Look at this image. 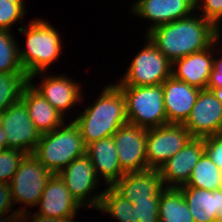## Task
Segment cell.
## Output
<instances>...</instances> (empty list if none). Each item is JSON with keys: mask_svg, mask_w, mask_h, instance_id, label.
<instances>
[{"mask_svg": "<svg viewBox=\"0 0 222 222\" xmlns=\"http://www.w3.org/2000/svg\"><path fill=\"white\" fill-rule=\"evenodd\" d=\"M142 47L117 86H150L162 84L172 76V62L166 58L154 44L146 38Z\"/></svg>", "mask_w": 222, "mask_h": 222, "instance_id": "6", "label": "cell"}, {"mask_svg": "<svg viewBox=\"0 0 222 222\" xmlns=\"http://www.w3.org/2000/svg\"><path fill=\"white\" fill-rule=\"evenodd\" d=\"M14 212H11L10 215L3 214L0 215V222H27L26 220L31 217L28 214L31 213L30 210L28 212L27 208L23 205V207L18 208L17 210H13Z\"/></svg>", "mask_w": 222, "mask_h": 222, "instance_id": "35", "label": "cell"}, {"mask_svg": "<svg viewBox=\"0 0 222 222\" xmlns=\"http://www.w3.org/2000/svg\"><path fill=\"white\" fill-rule=\"evenodd\" d=\"M44 73L45 72H38L32 74L29 77V82L61 114L65 116L68 109L70 110V108L76 106V103L80 104L78 102L82 103L81 99H83V95L81 94V89L83 88H81L78 82L73 81L72 78L66 77L64 74L56 76H48L47 74V77H43L42 75ZM36 76L43 78V80H41L42 83L38 82L39 86L32 81Z\"/></svg>", "mask_w": 222, "mask_h": 222, "instance_id": "13", "label": "cell"}, {"mask_svg": "<svg viewBox=\"0 0 222 222\" xmlns=\"http://www.w3.org/2000/svg\"><path fill=\"white\" fill-rule=\"evenodd\" d=\"M7 135L4 134L3 127L0 124V147L2 149H7Z\"/></svg>", "mask_w": 222, "mask_h": 222, "instance_id": "37", "label": "cell"}, {"mask_svg": "<svg viewBox=\"0 0 222 222\" xmlns=\"http://www.w3.org/2000/svg\"><path fill=\"white\" fill-rule=\"evenodd\" d=\"M116 151L112 136L86 146V155L90 158L98 178L103 177V182L107 186H113L125 174L120 167Z\"/></svg>", "mask_w": 222, "mask_h": 222, "instance_id": "20", "label": "cell"}, {"mask_svg": "<svg viewBox=\"0 0 222 222\" xmlns=\"http://www.w3.org/2000/svg\"><path fill=\"white\" fill-rule=\"evenodd\" d=\"M51 176L33 154H27L9 183L13 204L36 207Z\"/></svg>", "mask_w": 222, "mask_h": 222, "instance_id": "7", "label": "cell"}, {"mask_svg": "<svg viewBox=\"0 0 222 222\" xmlns=\"http://www.w3.org/2000/svg\"><path fill=\"white\" fill-rule=\"evenodd\" d=\"M222 172L204 152L192 170L190 179L180 187H195L214 191L221 188Z\"/></svg>", "mask_w": 222, "mask_h": 222, "instance_id": "24", "label": "cell"}, {"mask_svg": "<svg viewBox=\"0 0 222 222\" xmlns=\"http://www.w3.org/2000/svg\"><path fill=\"white\" fill-rule=\"evenodd\" d=\"M14 39L11 31L0 29V73L24 72L18 54L20 44Z\"/></svg>", "mask_w": 222, "mask_h": 222, "instance_id": "27", "label": "cell"}, {"mask_svg": "<svg viewBox=\"0 0 222 222\" xmlns=\"http://www.w3.org/2000/svg\"><path fill=\"white\" fill-rule=\"evenodd\" d=\"M195 222L222 220V189L208 191L195 187H178Z\"/></svg>", "mask_w": 222, "mask_h": 222, "instance_id": "22", "label": "cell"}, {"mask_svg": "<svg viewBox=\"0 0 222 222\" xmlns=\"http://www.w3.org/2000/svg\"><path fill=\"white\" fill-rule=\"evenodd\" d=\"M40 215L53 218L75 217L82 207L71 195L58 174L48 179L38 202Z\"/></svg>", "mask_w": 222, "mask_h": 222, "instance_id": "19", "label": "cell"}, {"mask_svg": "<svg viewBox=\"0 0 222 222\" xmlns=\"http://www.w3.org/2000/svg\"><path fill=\"white\" fill-rule=\"evenodd\" d=\"M24 2V0H0V29L11 31L13 24L17 21L22 26L24 25L23 21L20 20L27 11Z\"/></svg>", "mask_w": 222, "mask_h": 222, "instance_id": "28", "label": "cell"}, {"mask_svg": "<svg viewBox=\"0 0 222 222\" xmlns=\"http://www.w3.org/2000/svg\"><path fill=\"white\" fill-rule=\"evenodd\" d=\"M192 138L183 124L147 129L146 159L149 169H159Z\"/></svg>", "mask_w": 222, "mask_h": 222, "instance_id": "10", "label": "cell"}, {"mask_svg": "<svg viewBox=\"0 0 222 222\" xmlns=\"http://www.w3.org/2000/svg\"><path fill=\"white\" fill-rule=\"evenodd\" d=\"M75 217H71V218H53V217H47V216H43L40 215L38 213L33 214V216L31 217V222H76Z\"/></svg>", "mask_w": 222, "mask_h": 222, "instance_id": "36", "label": "cell"}, {"mask_svg": "<svg viewBox=\"0 0 222 222\" xmlns=\"http://www.w3.org/2000/svg\"><path fill=\"white\" fill-rule=\"evenodd\" d=\"M112 187L131 203L160 200V193L165 188L159 169L127 172Z\"/></svg>", "mask_w": 222, "mask_h": 222, "instance_id": "18", "label": "cell"}, {"mask_svg": "<svg viewBox=\"0 0 222 222\" xmlns=\"http://www.w3.org/2000/svg\"><path fill=\"white\" fill-rule=\"evenodd\" d=\"M171 62L210 47L216 40V27L202 15L162 24L145 33Z\"/></svg>", "mask_w": 222, "mask_h": 222, "instance_id": "1", "label": "cell"}, {"mask_svg": "<svg viewBox=\"0 0 222 222\" xmlns=\"http://www.w3.org/2000/svg\"><path fill=\"white\" fill-rule=\"evenodd\" d=\"M204 152L222 171V134L204 137Z\"/></svg>", "mask_w": 222, "mask_h": 222, "instance_id": "32", "label": "cell"}, {"mask_svg": "<svg viewBox=\"0 0 222 222\" xmlns=\"http://www.w3.org/2000/svg\"><path fill=\"white\" fill-rule=\"evenodd\" d=\"M118 87L125 97L129 124L146 129L167 124L161 84Z\"/></svg>", "mask_w": 222, "mask_h": 222, "instance_id": "5", "label": "cell"}, {"mask_svg": "<svg viewBox=\"0 0 222 222\" xmlns=\"http://www.w3.org/2000/svg\"><path fill=\"white\" fill-rule=\"evenodd\" d=\"M213 95L222 102V87L220 88H211L210 89Z\"/></svg>", "mask_w": 222, "mask_h": 222, "instance_id": "38", "label": "cell"}, {"mask_svg": "<svg viewBox=\"0 0 222 222\" xmlns=\"http://www.w3.org/2000/svg\"><path fill=\"white\" fill-rule=\"evenodd\" d=\"M132 12L153 22L146 33L162 24L192 15L196 9L195 0H137L132 5Z\"/></svg>", "mask_w": 222, "mask_h": 222, "instance_id": "15", "label": "cell"}, {"mask_svg": "<svg viewBox=\"0 0 222 222\" xmlns=\"http://www.w3.org/2000/svg\"><path fill=\"white\" fill-rule=\"evenodd\" d=\"M195 2V11L197 9H199V12L202 11L201 15L216 27L217 39L221 40L222 0H195Z\"/></svg>", "mask_w": 222, "mask_h": 222, "instance_id": "30", "label": "cell"}, {"mask_svg": "<svg viewBox=\"0 0 222 222\" xmlns=\"http://www.w3.org/2000/svg\"><path fill=\"white\" fill-rule=\"evenodd\" d=\"M73 121L79 127L86 146L112 136L128 123L126 101L121 89L114 83L104 86L95 102Z\"/></svg>", "mask_w": 222, "mask_h": 222, "instance_id": "2", "label": "cell"}, {"mask_svg": "<svg viewBox=\"0 0 222 222\" xmlns=\"http://www.w3.org/2000/svg\"><path fill=\"white\" fill-rule=\"evenodd\" d=\"M159 222H195L179 188L165 187L160 193Z\"/></svg>", "mask_w": 222, "mask_h": 222, "instance_id": "23", "label": "cell"}, {"mask_svg": "<svg viewBox=\"0 0 222 222\" xmlns=\"http://www.w3.org/2000/svg\"><path fill=\"white\" fill-rule=\"evenodd\" d=\"M203 153L204 138L192 137L181 150L159 168L164 187L178 188L185 185Z\"/></svg>", "mask_w": 222, "mask_h": 222, "instance_id": "14", "label": "cell"}, {"mask_svg": "<svg viewBox=\"0 0 222 222\" xmlns=\"http://www.w3.org/2000/svg\"><path fill=\"white\" fill-rule=\"evenodd\" d=\"M121 169L127 172L148 170L146 159L147 129L132 124L121 126L113 135Z\"/></svg>", "mask_w": 222, "mask_h": 222, "instance_id": "11", "label": "cell"}, {"mask_svg": "<svg viewBox=\"0 0 222 222\" xmlns=\"http://www.w3.org/2000/svg\"><path fill=\"white\" fill-rule=\"evenodd\" d=\"M86 154V145L74 121L42 134L33 155L52 174H58L75 158Z\"/></svg>", "mask_w": 222, "mask_h": 222, "instance_id": "4", "label": "cell"}, {"mask_svg": "<svg viewBox=\"0 0 222 222\" xmlns=\"http://www.w3.org/2000/svg\"><path fill=\"white\" fill-rule=\"evenodd\" d=\"M167 124H184L197 100L200 89L184 81L167 78L162 84Z\"/></svg>", "mask_w": 222, "mask_h": 222, "instance_id": "16", "label": "cell"}, {"mask_svg": "<svg viewBox=\"0 0 222 222\" xmlns=\"http://www.w3.org/2000/svg\"><path fill=\"white\" fill-rule=\"evenodd\" d=\"M210 222H222V220H220V219H214V220H212V221H210Z\"/></svg>", "mask_w": 222, "mask_h": 222, "instance_id": "39", "label": "cell"}, {"mask_svg": "<svg viewBox=\"0 0 222 222\" xmlns=\"http://www.w3.org/2000/svg\"><path fill=\"white\" fill-rule=\"evenodd\" d=\"M28 24L18 28L26 37V47H18V54L22 69L30 77L32 74L45 72L59 59L62 40L58 30L46 22V19L36 18Z\"/></svg>", "mask_w": 222, "mask_h": 222, "instance_id": "3", "label": "cell"}, {"mask_svg": "<svg viewBox=\"0 0 222 222\" xmlns=\"http://www.w3.org/2000/svg\"><path fill=\"white\" fill-rule=\"evenodd\" d=\"M28 83L25 72L0 73V114L21 99Z\"/></svg>", "mask_w": 222, "mask_h": 222, "instance_id": "26", "label": "cell"}, {"mask_svg": "<svg viewBox=\"0 0 222 222\" xmlns=\"http://www.w3.org/2000/svg\"><path fill=\"white\" fill-rule=\"evenodd\" d=\"M160 200L135 201L136 222H159L158 210Z\"/></svg>", "mask_w": 222, "mask_h": 222, "instance_id": "31", "label": "cell"}, {"mask_svg": "<svg viewBox=\"0 0 222 222\" xmlns=\"http://www.w3.org/2000/svg\"><path fill=\"white\" fill-rule=\"evenodd\" d=\"M222 87V57H214V65L207 84V89Z\"/></svg>", "mask_w": 222, "mask_h": 222, "instance_id": "34", "label": "cell"}, {"mask_svg": "<svg viewBox=\"0 0 222 222\" xmlns=\"http://www.w3.org/2000/svg\"><path fill=\"white\" fill-rule=\"evenodd\" d=\"M192 137L222 133V102L209 89H201L191 113L183 124Z\"/></svg>", "mask_w": 222, "mask_h": 222, "instance_id": "12", "label": "cell"}, {"mask_svg": "<svg viewBox=\"0 0 222 222\" xmlns=\"http://www.w3.org/2000/svg\"><path fill=\"white\" fill-rule=\"evenodd\" d=\"M97 210L110 214L119 222H136L134 204L123 198L112 186L104 189Z\"/></svg>", "mask_w": 222, "mask_h": 222, "instance_id": "25", "label": "cell"}, {"mask_svg": "<svg viewBox=\"0 0 222 222\" xmlns=\"http://www.w3.org/2000/svg\"><path fill=\"white\" fill-rule=\"evenodd\" d=\"M27 155L17 149H2L0 151V182L9 184L21 161Z\"/></svg>", "mask_w": 222, "mask_h": 222, "instance_id": "29", "label": "cell"}, {"mask_svg": "<svg viewBox=\"0 0 222 222\" xmlns=\"http://www.w3.org/2000/svg\"><path fill=\"white\" fill-rule=\"evenodd\" d=\"M0 124L7 135V148L33 154L41 133L29 118L26 105L21 99L0 114Z\"/></svg>", "mask_w": 222, "mask_h": 222, "instance_id": "9", "label": "cell"}, {"mask_svg": "<svg viewBox=\"0 0 222 222\" xmlns=\"http://www.w3.org/2000/svg\"><path fill=\"white\" fill-rule=\"evenodd\" d=\"M27 113L37 130L42 134L49 133L66 121L64 115L56 110L29 82L22 93Z\"/></svg>", "mask_w": 222, "mask_h": 222, "instance_id": "21", "label": "cell"}, {"mask_svg": "<svg viewBox=\"0 0 222 222\" xmlns=\"http://www.w3.org/2000/svg\"><path fill=\"white\" fill-rule=\"evenodd\" d=\"M218 42L219 39L206 49L174 60L172 62V76L200 90L207 89L214 65V47Z\"/></svg>", "mask_w": 222, "mask_h": 222, "instance_id": "17", "label": "cell"}, {"mask_svg": "<svg viewBox=\"0 0 222 222\" xmlns=\"http://www.w3.org/2000/svg\"><path fill=\"white\" fill-rule=\"evenodd\" d=\"M13 206L9 184L0 182V215L10 213Z\"/></svg>", "mask_w": 222, "mask_h": 222, "instance_id": "33", "label": "cell"}, {"mask_svg": "<svg viewBox=\"0 0 222 222\" xmlns=\"http://www.w3.org/2000/svg\"><path fill=\"white\" fill-rule=\"evenodd\" d=\"M58 175L64 181L73 198L82 206L97 210L103 191L93 194L101 181L93 167L90 158L84 154L75 158L68 166L61 170ZM92 192V193H91Z\"/></svg>", "mask_w": 222, "mask_h": 222, "instance_id": "8", "label": "cell"}]
</instances>
